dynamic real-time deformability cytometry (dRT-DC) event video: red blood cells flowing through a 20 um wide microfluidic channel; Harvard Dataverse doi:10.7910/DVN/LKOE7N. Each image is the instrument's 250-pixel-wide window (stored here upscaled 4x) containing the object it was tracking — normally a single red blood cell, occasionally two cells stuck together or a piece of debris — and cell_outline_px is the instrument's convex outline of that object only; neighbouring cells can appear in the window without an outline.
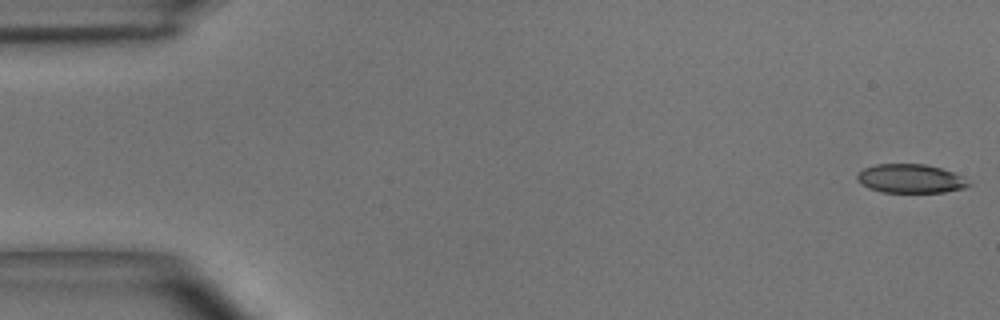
{"species": "common noctule bat (a hibernating species)", "species_latin": "Nyctalus noctula", "temperature_condition": "room temperature", "stored_images_in_passage": 7, "camera_frame_rate_fps": 3000, "um_per_image_px": 0.085, "animal": {"sex": "male", "body_mass_g": 15.6}, "frame": {"image": 1, "passage_image": 1, "time_ms": 0.0, "image_size_px": [1000, 320], "cell_outline_px": [[972, 184], [968, 188], [944, 192], [880, 192], [868, 188], [856, 176], [864, 168], [876, 164], [924, 164], [940, 168], [964, 176]], "centroid_in_image_um": [77.47, 15.19], "position_along_channel_um": 7.5, "area_um2": 18.73}}
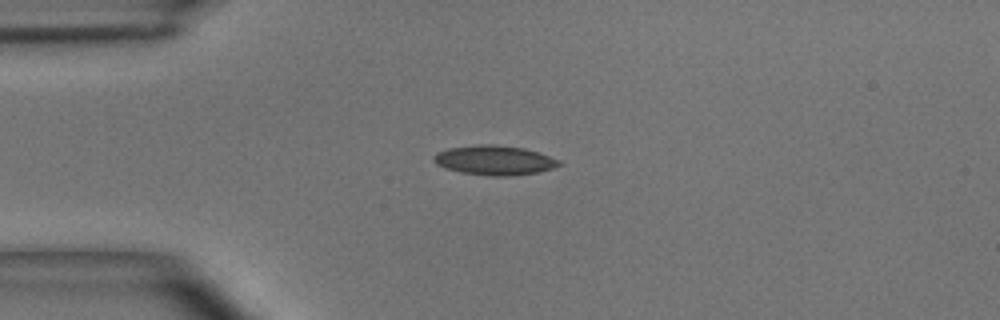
{"frame": {"image": 2, "passage_image": 4, "time_ms": 1.0, "image_size_px": [1000, 320], "cell_outline_px": [[560, 164], [552, 168], [536, 172], [508, 176], [488, 176], [460, 172], [436, 164], [432, 160], [432, 156], [436, 152], [448, 148], [476, 144], [492, 144], [524, 148], [560, 160]], "centroid_in_image_um": [41.96, 13.61], "position_along_channel_um": 43.0, "area_um2": 21.44}}
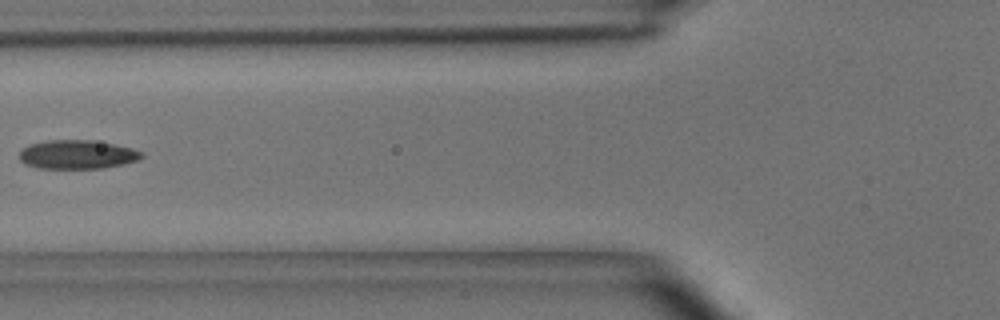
{"frame": {"image": 3, "passage_image": 6, "time_ms": 1.667, "image_size_px": [1000, 320], "cell_outline_px": [[144, 156], [136, 160], [124, 164], [104, 168], [36, 168], [24, 164], [20, 160], [20, 152], [28, 144], [48, 140], [92, 140], [116, 144], [132, 148], [144, 152]], "centroid_in_image_um": [6.57, 13.13], "position_along_channel_um": 119.2, "area_um2": 20.69}}